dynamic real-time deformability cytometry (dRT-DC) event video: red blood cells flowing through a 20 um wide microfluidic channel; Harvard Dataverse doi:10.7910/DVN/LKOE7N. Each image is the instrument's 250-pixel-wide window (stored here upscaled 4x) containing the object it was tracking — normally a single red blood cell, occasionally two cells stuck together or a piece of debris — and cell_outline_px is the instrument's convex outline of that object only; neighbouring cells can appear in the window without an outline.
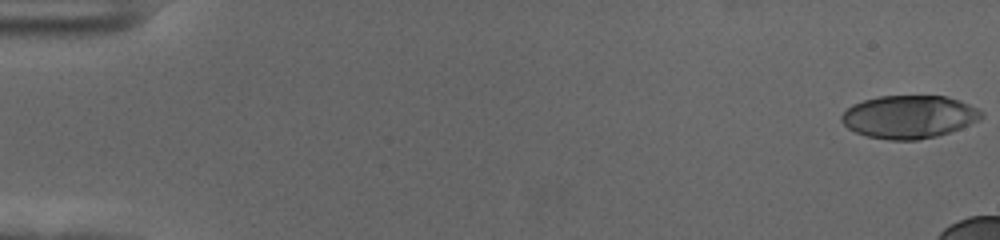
{"species": "human", "species_latin": "Homo sapiens", "temperature_condition": "cold", "stored_images_in_passage": 15, "camera_frame_rate_fps": 3000, "um_per_image_px": 0.085, "donor": {"sex": "female"}, "frame": {"image": 1, "passage_image": 1, "time_ms": 0.0, "image_size_px": [1000, 240], "cell_outline_px": [[984, 116], [980, 120], [960, 128], [936, 136], [916, 140], [888, 140], [868, 136], [856, 132], [848, 128], [840, 120], [840, 116], [852, 104], [864, 100], [880, 96], [944, 96], [960, 100], [984, 112]], "centroid_in_image_um": [77.27, 9.93], "position_along_channel_um": 7.7, "area_um2": 34.91}}